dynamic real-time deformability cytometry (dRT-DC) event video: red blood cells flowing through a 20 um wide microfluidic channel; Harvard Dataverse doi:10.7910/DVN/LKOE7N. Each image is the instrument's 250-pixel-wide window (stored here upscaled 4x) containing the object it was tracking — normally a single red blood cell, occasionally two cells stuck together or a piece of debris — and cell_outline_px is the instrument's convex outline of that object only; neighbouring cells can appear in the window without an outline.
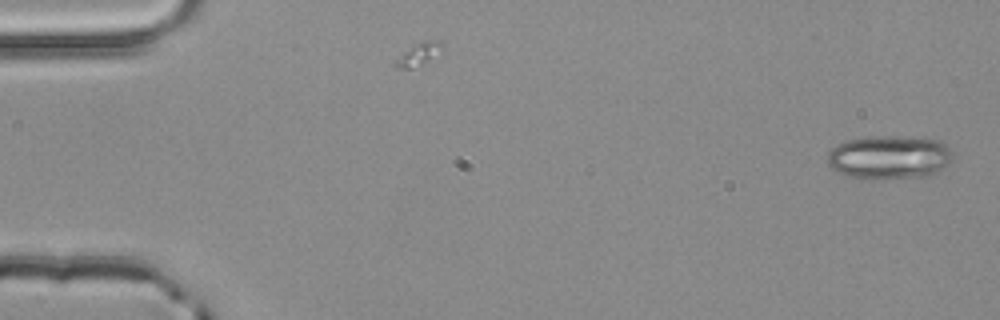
{"species": "common noctule bat (a hibernating species)", "species_latin": "Nyctalus noctula", "temperature_condition": "room temperature", "stored_images_in_passage": 3, "camera_frame_rate_fps": 3000, "um_per_image_px": 0.085, "animal": {"sex": "male", "body_mass_g": 20.4}, "frame": {"image": 1, "passage_image": 1, "time_ms": 0.0, "image_size_px": [1000, 320], "cell_outline_px": [[952, 156], [948, 164], [936, 172], [928, 176], [884, 180], [872, 180], [844, 176], [836, 172], [828, 164], [828, 152], [836, 144], [844, 140], [868, 136], [924, 136], [940, 140], [952, 152]], "centroid_in_image_um": [75.56, 13.36], "position_along_channel_um": 9.4, "area_um2": 32.89}}